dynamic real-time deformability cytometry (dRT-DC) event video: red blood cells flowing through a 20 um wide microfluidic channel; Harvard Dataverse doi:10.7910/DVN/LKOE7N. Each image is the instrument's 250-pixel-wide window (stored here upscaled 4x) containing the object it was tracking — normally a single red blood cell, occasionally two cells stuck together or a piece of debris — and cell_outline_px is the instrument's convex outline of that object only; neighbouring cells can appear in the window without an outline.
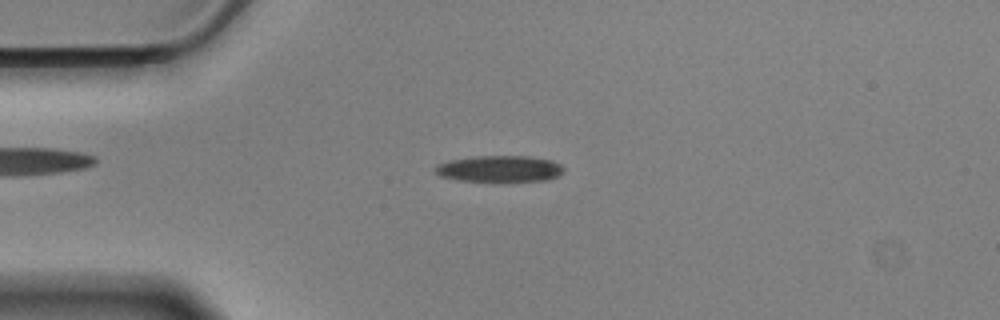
{"species": "Egyptian fruit bat (a non-hibernating species)", "species_latin": "Rousettus aegyptiacus", "temperature_condition": "cold", "stored_images_in_passage": 44, "camera_frame_rate_fps": 3000, "um_per_image_px": 0.085, "animal": {"sex": "male"}, "frame": {"image": 1, "passage_image": 1, "time_ms": 0.0, "image_size_px": [1000, 320], "cell_outline_px": [[564, 172], [560, 176], [548, 180], [504, 184], [456, 180], [440, 176], [436, 172], [436, 164], [448, 160], [472, 156], [532, 156], [552, 160], [560, 164], [564, 168]], "centroid_in_image_um": [42.51, 14.39], "position_along_channel_um": 42.5, "area_um2": 20.98}}
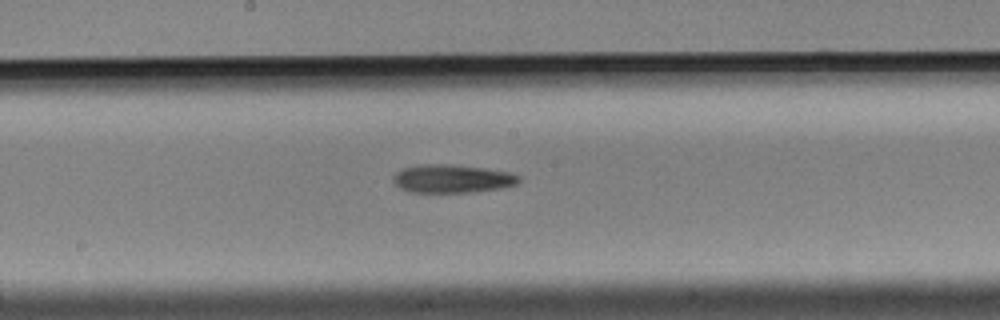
{"frame": {"image": 2, "passage_image": 17, "time_ms": 5.333, "image_size_px": [1000, 320], "cell_outline_px": [[520, 180], [516, 184], [504, 188], [472, 192], [408, 192], [400, 188], [392, 180], [392, 176], [396, 172], [404, 168], [420, 164], [448, 164], [480, 168], [508, 172], [520, 176]], "centroid_in_image_um": [38.41, 15.2], "position_along_channel_um": 209.8, "area_um2": 20.63}}
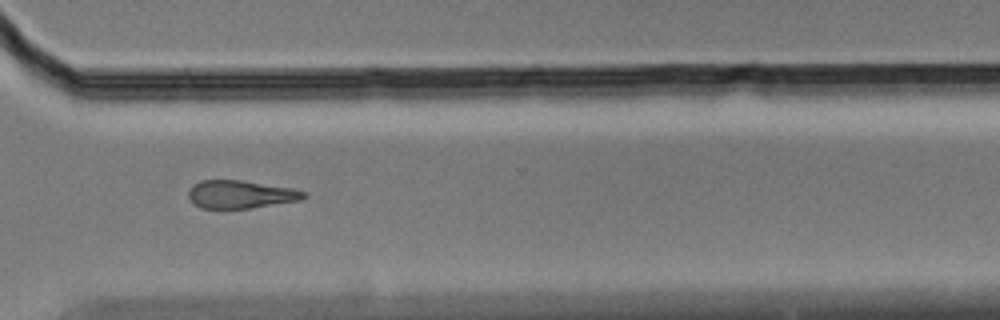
{"frame": {"image": 3, "passage_image": 29, "time_ms": 9.333, "image_size_px": [1000, 320], "cell_outline_px": [[308, 196], [300, 200], [252, 208], [200, 208], [192, 204], [188, 200], [188, 192], [192, 184], [200, 180], [244, 180], [292, 188], [304, 192]], "centroid_in_image_um": [20.4, 16.52], "position_along_channel_um": 350.2, "area_um2": 19.02}, "authors_computed_cell_mechanics": {"area_um2": 19.9699, "velocity_mm_per_s": 3.5207, "shape_relaxation_time_tau1_ms": 9.9324, "shape_relaxation_time_tau2_ms": null, "deformation_change_tau1": 0.2045, "deformation_change_tau2": null}}